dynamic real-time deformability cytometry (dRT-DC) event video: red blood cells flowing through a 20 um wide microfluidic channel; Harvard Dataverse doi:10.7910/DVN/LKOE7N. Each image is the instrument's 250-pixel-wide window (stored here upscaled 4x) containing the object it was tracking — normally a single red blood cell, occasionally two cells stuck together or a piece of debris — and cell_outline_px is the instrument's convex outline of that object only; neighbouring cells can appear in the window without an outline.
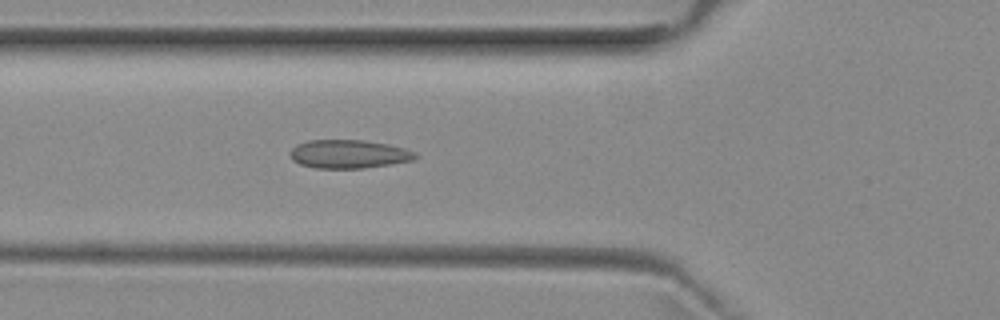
{"species": "common noctule bat (a hibernating species)", "species_latin": "Nyctalus noctula", "temperature_condition": "room temperature", "stored_images_in_passage": 36, "camera_frame_rate_fps": 3000, "um_per_image_px": 0.085, "animal": {"sex": "female", "body_mass_g": 29.2, "forearm_length_mm": 56.3}, "frame": {"image": 1, "passage_image": 7, "time_ms": 2.0, "image_size_px": [1000, 320], "cell_outline_px": [[420, 156], [412, 160], [364, 168], [316, 168], [300, 164], [292, 160], [288, 152], [296, 144], [308, 140], [364, 140], [388, 144], [404, 148], [416, 152]], "centroid_in_image_um": [29.62, 13.09], "position_along_channel_um": 96.2, "area_um2": 20.87}}
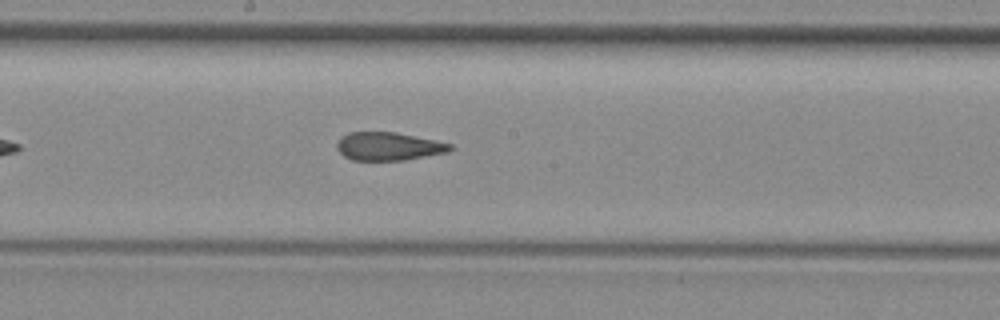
{"frame": {"image": 2, "passage_image": 16, "time_ms": 5.0, "image_size_px": [1000, 320], "cell_outline_px": [[456, 148], [448, 152], [404, 160], [352, 160], [344, 156], [336, 148], [336, 144], [340, 136], [348, 132], [396, 132], [436, 140], [452, 144]], "centroid_in_image_um": [33.03, 12.43], "position_along_channel_um": 215.2, "area_um2": 18.79}}
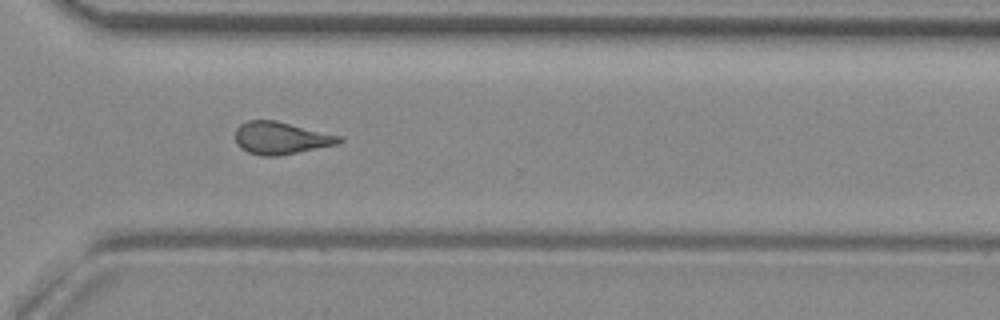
{"frame": {"image": 3, "passage_image": 26, "time_ms": 8.333, "image_size_px": [1000, 320], "cell_outline_px": [[344, 140], [336, 144], [276, 156], [264, 156], [248, 152], [240, 148], [236, 144], [236, 128], [240, 124], [248, 120], [276, 120], [344, 136]], "centroid_in_image_um": [23.88, 11.71], "position_along_channel_um": 346.7, "area_um2": 19.59}}